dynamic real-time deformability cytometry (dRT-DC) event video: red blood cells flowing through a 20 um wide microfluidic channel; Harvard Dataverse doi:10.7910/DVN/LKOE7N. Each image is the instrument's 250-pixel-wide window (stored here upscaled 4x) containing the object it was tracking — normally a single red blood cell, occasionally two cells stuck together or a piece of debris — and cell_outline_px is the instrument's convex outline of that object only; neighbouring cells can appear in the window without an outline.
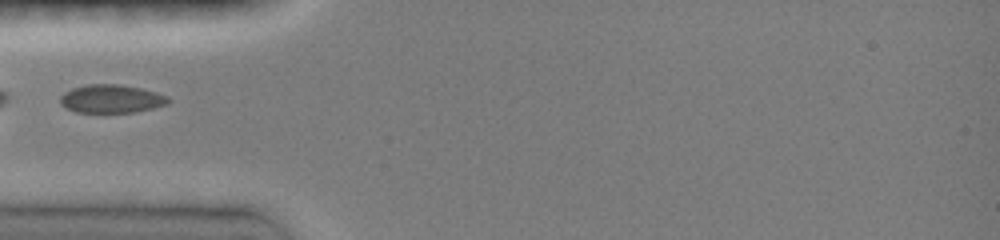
{"species": "common noctule bat (a hibernating species)", "species_latin": "Nyctalus noctula", "temperature_condition": "room temperature", "stored_images_in_passage": 5, "camera_frame_rate_fps": 3000, "um_per_image_px": 0.085, "animal": {"sex": "female", "body_mass_g": 19.0, "forearm_length_mm": 51.5}, "frame": {"image": 1, "passage_image": 1, "time_ms": 0.0, "image_size_px": [1000, 240], "cell_outline_px": [[172, 100], [168, 104], [136, 112], [76, 112], [60, 104], [60, 96], [64, 92], [72, 88], [88, 84], [120, 84], [140, 88], [156, 92], [168, 96]], "centroid_in_image_um": [9.48, 8.39], "position_along_channel_um": 75.5, "area_um2": 17.86}}